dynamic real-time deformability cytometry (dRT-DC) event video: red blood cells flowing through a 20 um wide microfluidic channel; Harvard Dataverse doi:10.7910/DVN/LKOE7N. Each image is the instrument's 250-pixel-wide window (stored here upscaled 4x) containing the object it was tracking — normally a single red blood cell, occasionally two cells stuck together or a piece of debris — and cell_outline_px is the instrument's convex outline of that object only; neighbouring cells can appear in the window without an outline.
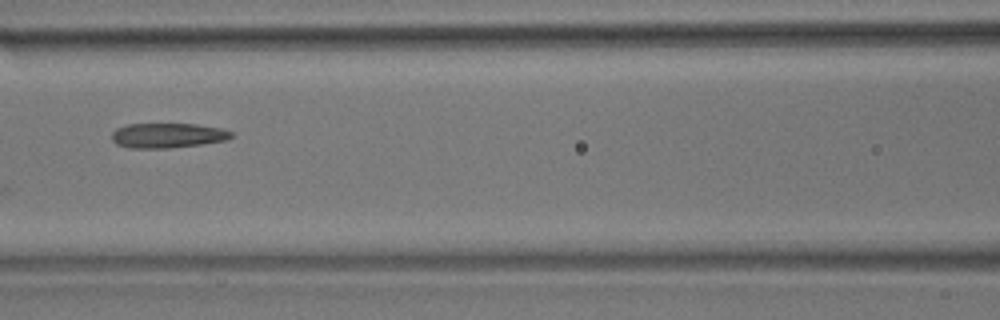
{"species": "common noctule bat (a hibernating species)", "species_latin": "Nyctalus noctula", "temperature_condition": "room temperature", "stored_images_in_passage": 8, "camera_frame_rate_fps": 3000, "um_per_image_px": 0.085, "animal": {"sex": "male", "body_mass_g": 17.9}, "frame": {"image": 1, "passage_image": 5, "time_ms": 1.333, "image_size_px": [1000, 320], "cell_outline_px": [[232, 136], [228, 140], [204, 144], [168, 148], [128, 148], [116, 144], [112, 140], [112, 132], [116, 128], [128, 124], [196, 124], [220, 128], [232, 132]], "centroid_in_image_um": [14.24, 11.52], "position_along_channel_um": 152.4, "area_um2": 17.4}}
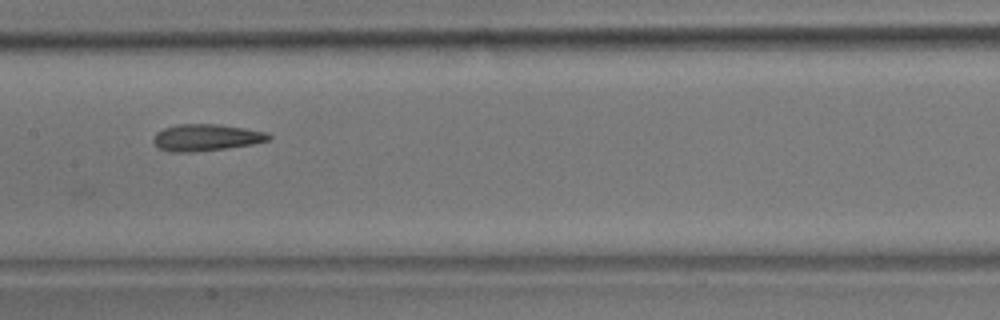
{"frame": {"image": 2, "passage_image": 6, "time_ms": 1.667, "image_size_px": [1000, 320], "cell_outline_px": [[272, 136], [268, 140], [252, 144], [224, 148], [192, 152], [172, 152], [160, 148], [152, 140], [156, 132], [164, 128], [180, 124], [220, 124], [268, 132]], "centroid_in_image_um": [17.53, 11.68], "position_along_channel_um": 189.9, "area_um2": 17.8}}
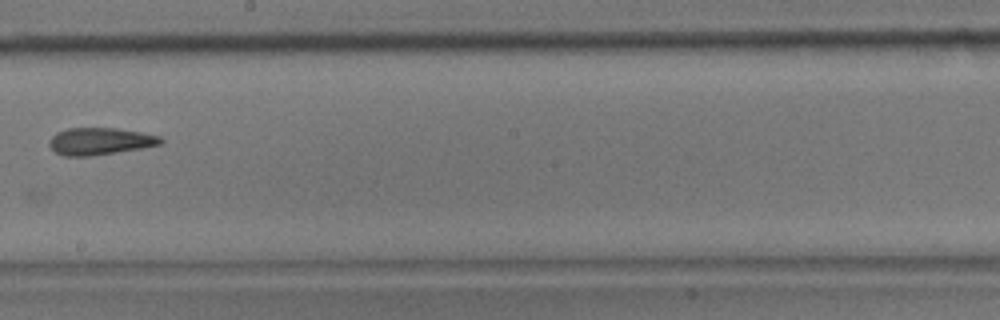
{"frame": {"image": 3, "passage_image": 7, "time_ms": 2.0, "image_size_px": [1000, 320], "cell_outline_px": [[164, 140], [160, 144], [144, 148], [92, 156], [64, 156], [56, 152], [48, 144], [48, 140], [56, 132], [68, 128], [116, 128], [140, 132], [160, 136]], "centroid_in_image_um": [8.49, 12.01], "position_along_channel_um": 239.7, "area_um2": 17.69}}